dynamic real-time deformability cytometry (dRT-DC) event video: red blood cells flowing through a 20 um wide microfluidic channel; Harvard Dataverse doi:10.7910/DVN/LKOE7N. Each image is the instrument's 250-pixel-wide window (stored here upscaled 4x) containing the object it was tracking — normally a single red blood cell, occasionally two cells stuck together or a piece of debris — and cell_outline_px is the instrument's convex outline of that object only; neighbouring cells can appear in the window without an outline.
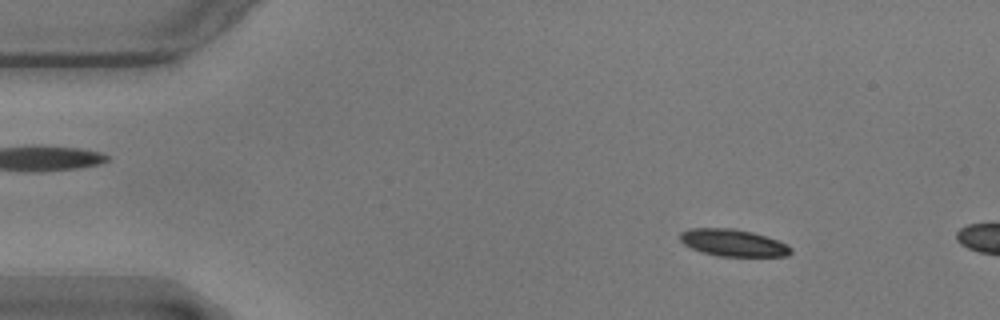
{"species": "common noctule bat (a hibernating species)", "species_latin": "Nyctalus noctula", "temperature_condition": "warm", "stored_images_in_passage": 57, "camera_frame_rate_fps": 3000, "um_per_image_px": 0.085, "animal": {"sex": "male", "body_mass_g": 17.9}, "frame": {"image": 1, "passage_image": 7, "time_ms": 2.0, "image_size_px": [1000, 320], "cell_outline_px": [[792, 252], [788, 256], [716, 256], [692, 248], [684, 244], [680, 240], [680, 232], [692, 228], [736, 228], [752, 232], [788, 244], [792, 248]], "centroid_in_image_um": [62.33, 20.63], "position_along_channel_um": 22.7, "area_um2": 17.4}}
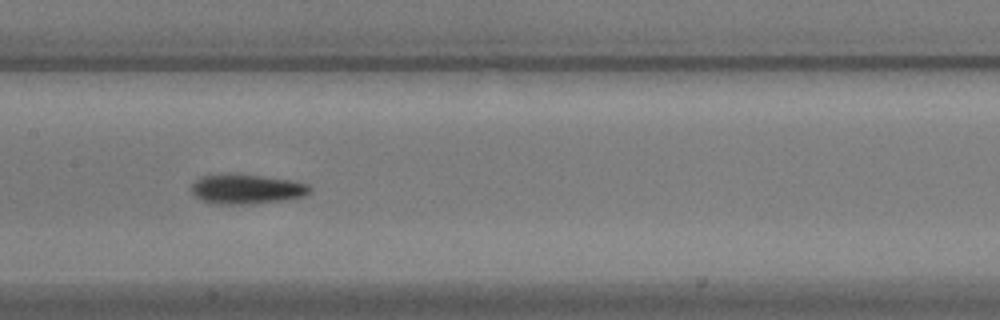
{"frame": {"image": 2, "passage_image": 27, "time_ms": 8.667, "image_size_px": [1000, 320], "cell_outline_px": [[312, 192], [304, 196], [284, 200], [244, 204], [220, 204], [200, 200], [192, 192], [192, 184], [200, 176], [208, 172], [260, 176], [292, 180], [308, 184], [312, 188]], "centroid_in_image_um": [20.94, 16.05], "position_along_channel_um": 186.5, "area_um2": 20.69}}
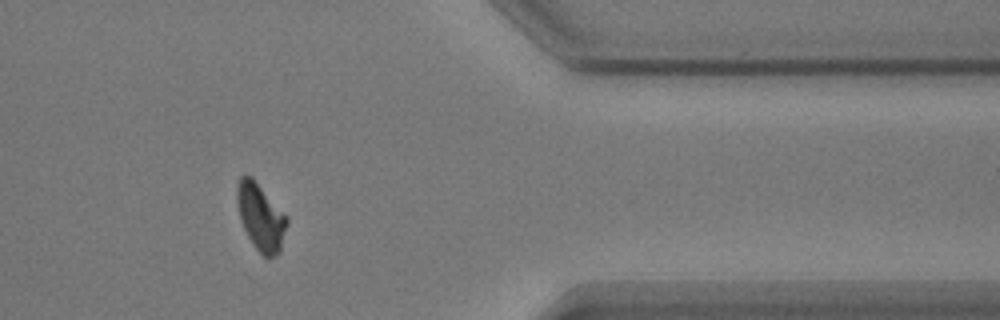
{"frame": {"image": 3, "passage_image": 46, "time_ms": 15.0, "image_size_px": [1000, 320], "cell_outline_px": [[288, 224], [280, 252], [268, 260], [256, 248], [248, 236], [240, 220], [236, 200], [236, 184], [240, 176], [252, 176], [288, 216]], "centroid_in_image_um": [22.17, 18.43], "position_along_channel_um": 389.2, "area_um2": 19.77}, "authors_computed_cell_mechanics": {"area_um2": 19.363, "velocity_mm_per_s": 3.5432, "shape_relaxation_time_tau1_ms": 3.7387, "shape_relaxation_time_tau2_ms": 1.3244, "deformation_change_tau1": 0.1404, "deformation_change_tau2": 0.0672}}